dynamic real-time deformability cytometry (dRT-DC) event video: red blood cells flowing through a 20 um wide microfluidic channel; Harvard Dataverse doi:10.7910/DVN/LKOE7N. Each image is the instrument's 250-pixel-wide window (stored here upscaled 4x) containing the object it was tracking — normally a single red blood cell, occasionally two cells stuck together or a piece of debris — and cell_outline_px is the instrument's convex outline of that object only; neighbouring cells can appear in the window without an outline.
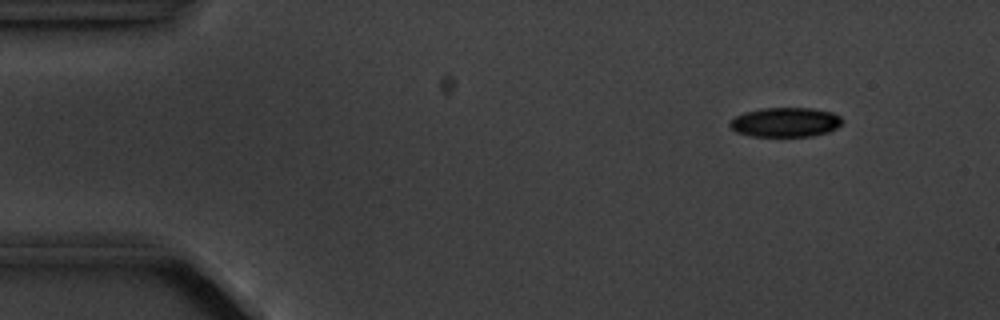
{"species": "common noctule bat (a hibernating species)", "species_latin": "Nyctalus noctula", "temperature_condition": "cold", "stored_images_in_passage": 8, "camera_frame_rate_fps": 3000, "um_per_image_px": 0.085, "animal": {"sex": "male", "body_mass_g": 20.1, "forearm_length_mm": 53.5}, "frame": {"image": 1, "passage_image": 2, "time_ms": 1.333, "image_size_px": [1000, 320], "cell_outline_px": [[844, 120], [836, 128], [828, 132], [812, 136], [752, 136], [736, 132], [728, 124], [736, 116], [744, 112], [760, 108], [812, 108], [832, 112], [840, 116]], "centroid_in_image_um": [66.77, 10.38], "position_along_channel_um": 18.2, "area_um2": 19.31}}